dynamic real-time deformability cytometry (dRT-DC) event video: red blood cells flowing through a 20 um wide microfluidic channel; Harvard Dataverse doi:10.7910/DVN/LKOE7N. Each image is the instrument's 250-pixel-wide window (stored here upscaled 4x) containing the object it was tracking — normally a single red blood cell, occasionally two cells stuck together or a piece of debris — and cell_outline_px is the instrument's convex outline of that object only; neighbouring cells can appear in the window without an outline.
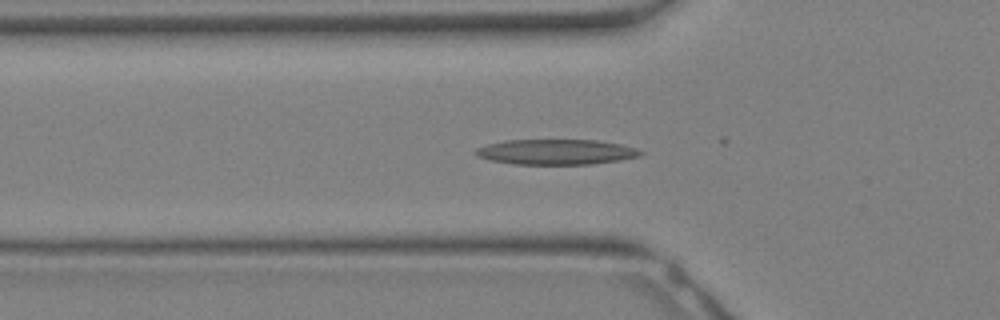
{"species": "Egyptian fruit bat (a non-hibernating species)", "species_latin": "Rousettus aegyptiacus", "temperature_condition": "warm", "stored_images_in_passage": 11, "camera_frame_rate_fps": 3000, "um_per_image_px": 0.085, "animal": {"sex": "female"}, "frame": {"image": 1, "passage_image": 10, "time_ms": 3.0, "image_size_px": [1000, 320], "cell_outline_px": [[644, 152], [640, 156], [620, 160], [592, 164], [516, 164], [492, 160], [476, 156], [472, 152], [476, 148], [488, 144], [508, 140], [596, 140], [620, 144], [636, 148]], "centroid_in_image_um": [47.27, 12.91], "position_along_channel_um": 78.5, "area_um2": 24.22}}